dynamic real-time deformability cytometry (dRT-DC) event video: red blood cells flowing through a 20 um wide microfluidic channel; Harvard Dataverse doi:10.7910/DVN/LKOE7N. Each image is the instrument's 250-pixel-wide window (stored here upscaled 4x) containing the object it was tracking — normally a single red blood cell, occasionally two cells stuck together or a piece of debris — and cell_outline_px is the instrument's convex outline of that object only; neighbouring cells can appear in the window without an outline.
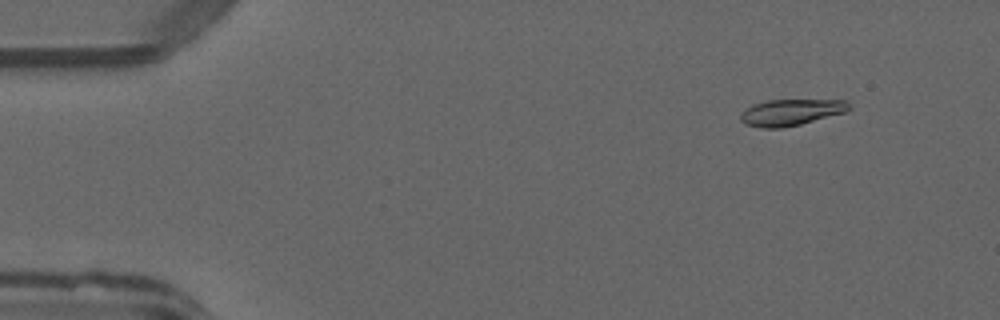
{"species": "common noctule bat (a hibernating species)", "species_latin": "Nyctalus noctula", "temperature_condition": "warm", "stored_images_in_passage": 52, "camera_frame_rate_fps": 3000, "um_per_image_px": 0.085, "animal": {"sex": "male", "forearm_length_mm": 52.5}, "frame": {"image": 1, "passage_image": 6, "time_ms": 1.667, "image_size_px": [1000, 320], "cell_outline_px": [[852, 108], [844, 112], [800, 124], [780, 128], [760, 128], [744, 124], [740, 120], [740, 116], [752, 104], [768, 100], [844, 100], [852, 104]], "centroid_in_image_um": [67.23, 9.54], "position_along_channel_um": 17.8, "area_um2": 16.53}}
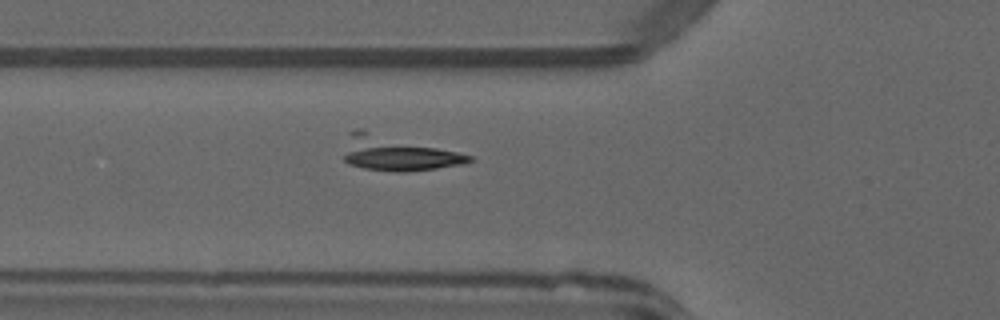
{"frame": {"image": 2, "passage_image": 19, "time_ms": 6.0, "image_size_px": [1000, 320], "cell_outline_px": [[472, 160], [464, 164], [436, 168], [404, 172], [396, 172], [364, 168], [348, 164], [344, 160], [344, 156], [348, 132], [360, 128], [364, 128], [472, 156]], "centroid_in_image_um": [33.7, 13.01], "position_along_channel_um": 92.1, "area_um2": 25.43}}
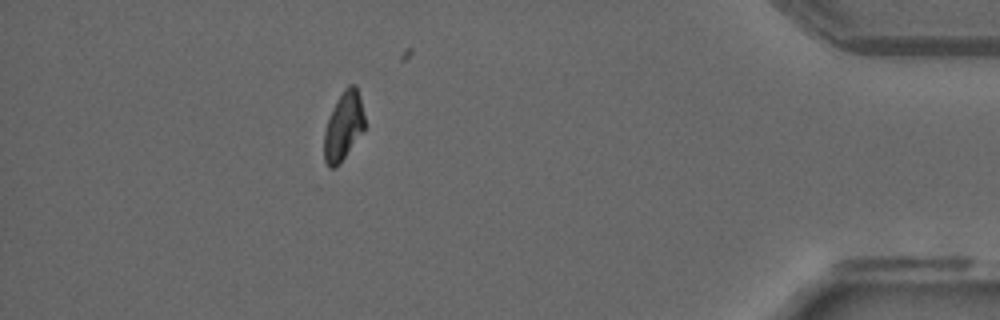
{"frame": {"image": 3, "passage_image": 46, "time_ms": 15.0, "image_size_px": [1000, 320], "cell_outline_px": [[364, 128], [340, 164], [336, 168], [328, 168], [324, 160], [324, 132], [328, 120], [344, 88], [348, 84], [356, 84], [364, 116]], "centroid_in_image_um": [29.18, 10.76], "position_along_channel_um": 406.0, "area_um2": 15.78}}